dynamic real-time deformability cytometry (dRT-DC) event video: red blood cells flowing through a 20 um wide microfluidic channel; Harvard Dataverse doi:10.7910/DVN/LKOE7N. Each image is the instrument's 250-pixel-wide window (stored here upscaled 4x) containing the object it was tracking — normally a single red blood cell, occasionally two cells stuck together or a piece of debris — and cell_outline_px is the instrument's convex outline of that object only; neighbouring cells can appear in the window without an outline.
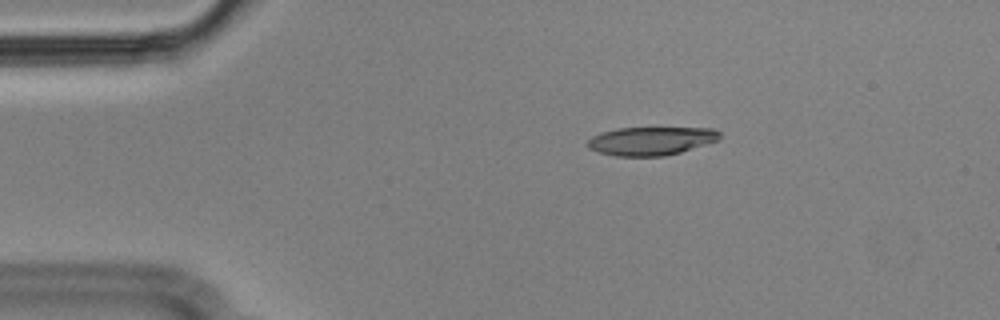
{"species": "Egyptian fruit bat (a non-hibernating species)", "species_latin": "Rousettus aegyptiacus", "temperature_condition": "cold", "stored_images_in_passage": 47, "camera_frame_rate_fps": 3000, "um_per_image_px": 0.085, "animal": {"sex": "male"}, "frame": {"image": 1, "passage_image": 1, "time_ms": 0.0, "image_size_px": [1000, 320], "cell_outline_px": [[720, 140], [680, 152], [664, 156], [616, 156], [600, 152], [588, 148], [584, 144], [592, 136], [600, 132], [620, 128], [712, 128], [720, 132]], "centroid_in_image_um": [55.32, 11.98], "position_along_channel_um": 29.7, "area_um2": 21.91}}
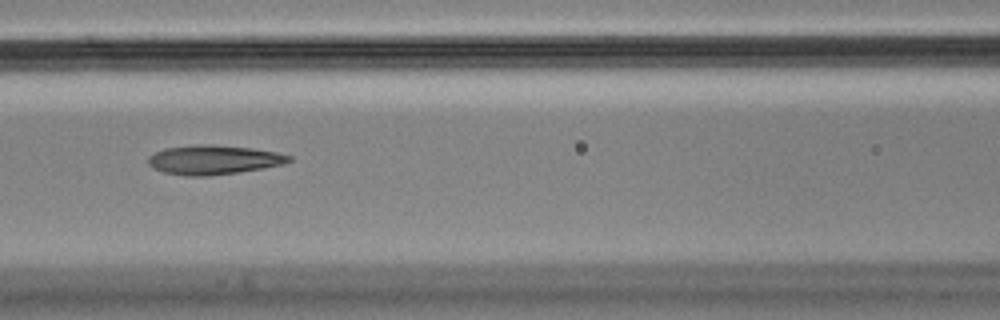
{"frame": {"image": 2, "passage_image": 15, "time_ms": 4.667, "image_size_px": [1000, 320], "cell_outline_px": [[292, 160], [284, 164], [264, 168], [208, 176], [184, 176], [164, 172], [152, 168], [148, 164], [148, 156], [164, 148], [196, 144], [212, 144], [252, 148], [276, 152], [292, 156]], "centroid_in_image_um": [18.14, 13.58], "position_along_channel_um": 148.5, "area_um2": 24.16}}
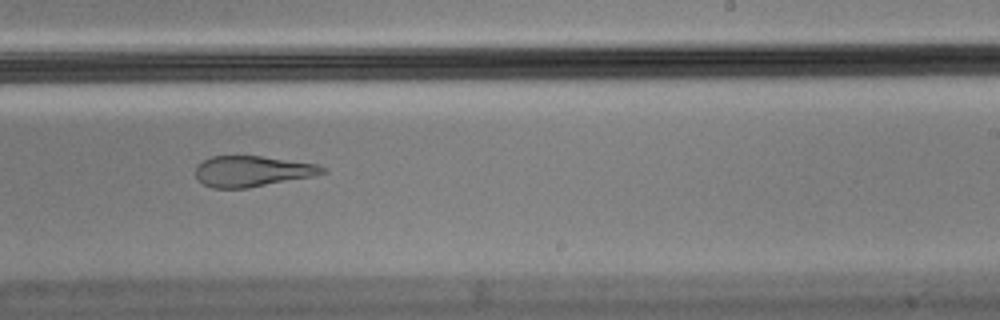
{"frame": {"image": 3, "passage_image": 25, "time_ms": 8.0, "image_size_px": [1000, 320], "cell_outline_px": [[328, 172], [316, 176], [248, 188], [212, 188], [204, 184], [196, 176], [196, 168], [204, 160], [212, 156], [260, 156], [320, 164]], "centroid_in_image_um": [21.51, 14.56], "position_along_channel_um": 267.5, "area_um2": 22.77}, "authors_computed_cell_mechanics": {"area_um2": 24.2182, "velocity_mm_per_s": 3.5894, "shape_relaxation_time_tau1_ms": null, "shape_relaxation_time_tau2_ms": 2.6652, "deformation_change_tau1": null, "deformation_change_tau2": 0.1293}}